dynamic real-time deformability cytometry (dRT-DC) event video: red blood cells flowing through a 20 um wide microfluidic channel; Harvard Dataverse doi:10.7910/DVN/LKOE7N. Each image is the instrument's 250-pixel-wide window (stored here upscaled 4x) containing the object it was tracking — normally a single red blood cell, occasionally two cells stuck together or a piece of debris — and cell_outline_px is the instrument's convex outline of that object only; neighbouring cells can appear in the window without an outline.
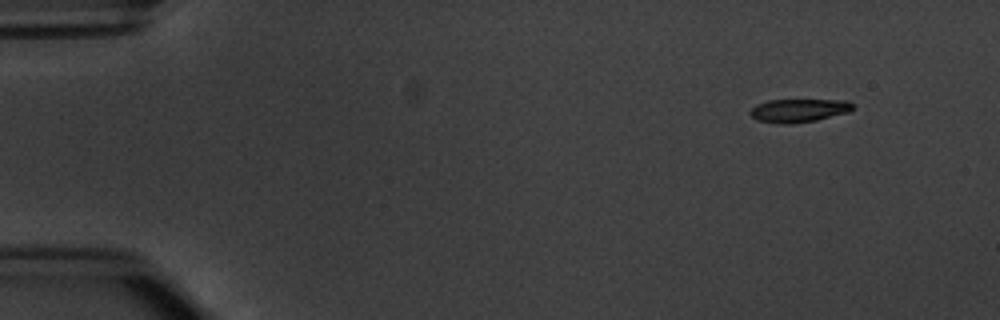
{"species": "common noctule bat (a hibernating species)", "species_latin": "Nyctalus noctula", "temperature_condition": "warm", "stored_images_in_passage": 5, "camera_frame_rate_fps": 3000, "um_per_image_px": 0.085, "animal": {"sex": "male", "body_mass_g": 20.1, "forearm_length_mm": 53.5}, "frame": {"image": 1, "passage_image": 1, "time_ms": 0.0, "image_size_px": [1000, 320], "cell_outline_px": [[852, 108], [848, 112], [816, 120], [792, 124], [784, 124], [756, 120], [748, 112], [756, 104], [768, 100], [848, 100], [852, 104]], "centroid_in_image_um": [67.85, 9.39], "position_along_channel_um": 17.1, "area_um2": 13.87}}
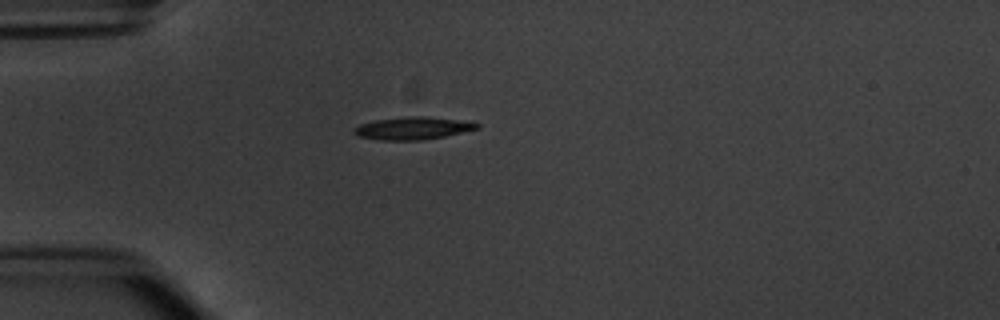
{"frame": {"image": 2, "passage_image": 4, "time_ms": 3.333, "image_size_px": [1000, 320], "cell_outline_px": [[480, 128], [444, 136], [420, 140], [380, 140], [356, 136], [352, 132], [352, 128], [360, 124], [376, 120], [404, 116], [428, 116], [472, 120], [480, 124]], "centroid_in_image_um": [35.12, 10.88], "position_along_channel_um": 49.9, "area_um2": 16.59}}